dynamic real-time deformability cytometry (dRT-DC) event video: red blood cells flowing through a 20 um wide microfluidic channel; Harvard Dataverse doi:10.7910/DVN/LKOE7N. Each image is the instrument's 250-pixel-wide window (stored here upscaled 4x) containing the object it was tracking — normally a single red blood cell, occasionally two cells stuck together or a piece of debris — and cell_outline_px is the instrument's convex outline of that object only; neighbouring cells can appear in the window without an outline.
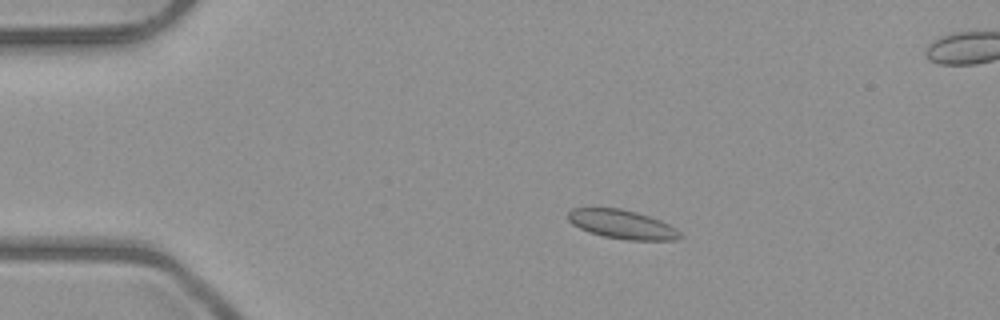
{"species": "common noctule bat (a hibernating species)", "species_latin": "Nyctalus noctula", "temperature_condition": "room temperature", "stored_images_in_passage": 5, "camera_frame_rate_fps": 3000, "um_per_image_px": 0.085, "animal": {"sex": "male", "body_mass_g": 23.1, "forearm_length_mm": 52.7}, "frame": {"image": 1, "passage_image": 2, "time_ms": 1.0, "image_size_px": [1000, 320], "cell_outline_px": [[684, 236], [676, 240], [624, 240], [604, 236], [588, 232], [572, 224], [568, 220], [568, 212], [572, 208], [620, 208], [636, 212], [660, 220], [676, 228]], "centroid_in_image_um": [52.89, 19.08], "position_along_channel_um": 32.1, "area_um2": 18.9}}
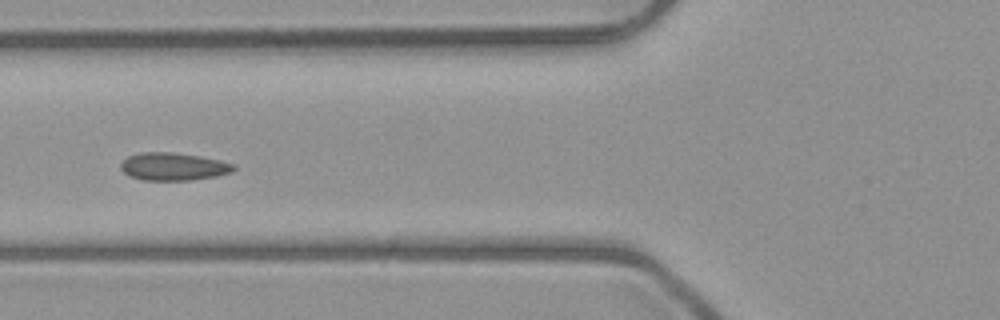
{"frame": {"image": 2, "passage_image": 5, "time_ms": 4.333, "image_size_px": [1000, 320], "cell_outline_px": [[236, 168], [232, 172], [216, 176], [192, 180], [144, 180], [128, 176], [120, 168], [120, 164], [128, 156], [140, 152], [172, 152], [200, 156], [220, 160], [236, 164]], "centroid_in_image_um": [14.75, 14.15], "position_along_channel_um": 111.1, "area_um2": 18.38}}